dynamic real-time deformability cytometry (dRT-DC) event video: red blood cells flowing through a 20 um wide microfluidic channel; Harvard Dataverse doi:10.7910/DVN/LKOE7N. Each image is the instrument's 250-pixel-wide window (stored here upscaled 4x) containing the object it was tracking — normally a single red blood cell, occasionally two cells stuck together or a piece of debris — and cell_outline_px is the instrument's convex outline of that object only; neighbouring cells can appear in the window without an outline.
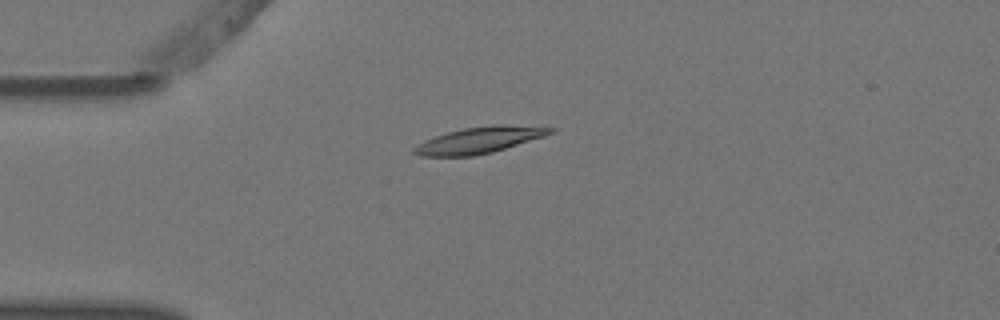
{"species": "Egyptian fruit bat (a non-hibernating species)", "species_latin": "Rousettus aegyptiacus", "temperature_condition": "warm", "stored_images_in_passage": 7, "camera_frame_rate_fps": 3000, "um_per_image_px": 0.085, "animal": {"sex": "female"}, "frame": {"image": 1, "passage_image": 3, "time_ms": 0.667, "image_size_px": [1000, 320], "cell_outline_px": [[556, 132], [544, 136], [492, 152], [472, 156], [420, 156], [412, 152], [412, 148], [424, 140], [448, 132], [464, 128], [496, 124], [504, 124], [556, 128]], "centroid_in_image_um": [40.74, 11.9], "position_along_channel_um": 44.3, "area_um2": 20.75}}
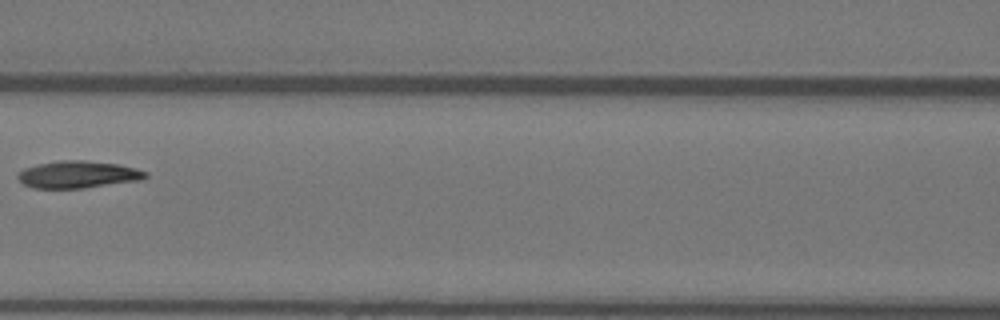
{"frame": {"image": 2, "passage_image": 6, "time_ms": 1.667, "image_size_px": [1000, 320], "cell_outline_px": [[148, 176], [144, 180], [84, 188], [32, 188], [24, 184], [16, 176], [24, 168], [40, 164], [60, 160], [84, 160], [116, 164], [136, 168], [148, 172]], "centroid_in_image_um": [6.68, 14.84], "position_along_channel_um": 159.9, "area_um2": 20.23}}
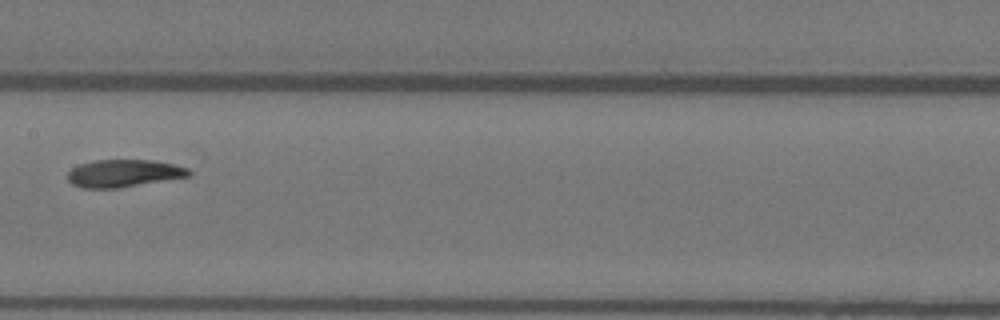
{"frame": {"image": 3, "passage_image": 7, "time_ms": 2.0, "image_size_px": [1000, 320], "cell_outline_px": [[192, 172], [188, 176], [116, 188], [84, 188], [72, 184], [68, 180], [68, 172], [72, 168], [80, 164], [96, 160], [152, 160], [172, 164], [188, 168]], "centroid_in_image_um": [10.48, 14.72], "position_along_channel_um": 196.9, "area_um2": 19.07}}